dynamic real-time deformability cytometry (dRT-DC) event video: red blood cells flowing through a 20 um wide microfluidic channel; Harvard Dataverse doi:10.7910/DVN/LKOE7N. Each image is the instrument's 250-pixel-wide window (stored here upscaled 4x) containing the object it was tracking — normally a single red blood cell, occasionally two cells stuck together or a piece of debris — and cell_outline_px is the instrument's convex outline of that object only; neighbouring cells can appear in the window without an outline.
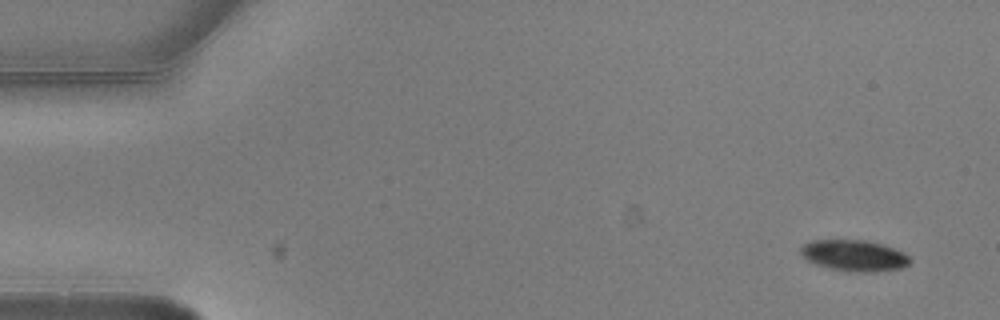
{"species": "common noctule bat (a hibernating species)", "species_latin": "Nyctalus noctula", "temperature_condition": "warm", "stored_images_in_passage": 6, "camera_frame_rate_fps": 3000, "um_per_image_px": 0.085, "animal": {"sex": "male", "body_mass_g": 20.5, "forearm_length_mm": 52.5}, "frame": {"image": 1, "passage_image": 1, "time_ms": 0.0, "image_size_px": [1000, 320], "cell_outline_px": [[912, 260], [908, 264], [900, 268], [872, 272], [856, 272], [832, 268], [816, 264], [808, 260], [800, 252], [800, 248], [804, 244], [812, 240], [864, 240], [880, 244], [904, 252]], "centroid_in_image_um": [72.61, 21.71], "position_along_channel_um": 12.4, "area_um2": 19.48}}
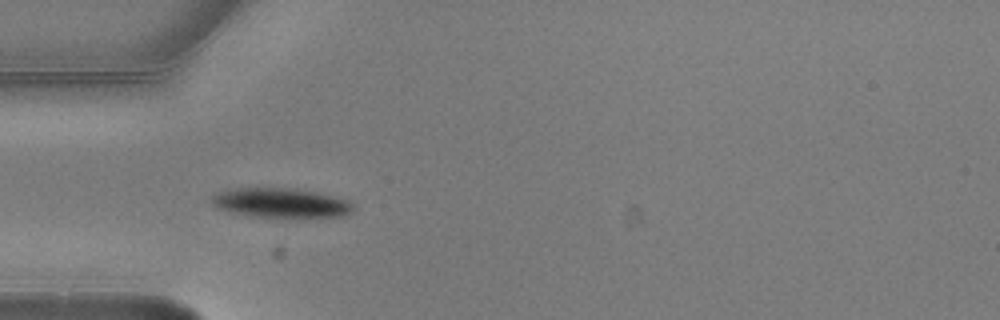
{"frame": {"image": 2, "passage_image": 5, "time_ms": 1.333, "image_size_px": [1000, 320], "cell_outline_px": [[356, 208], [352, 212], [344, 216], [256, 216], [216, 208], [212, 204], [212, 196], [220, 192], [236, 188], [296, 188], [340, 196], [356, 204]], "centroid_in_image_um": [23.99, 17.22], "position_along_channel_um": 61.0, "area_um2": 24.16}}
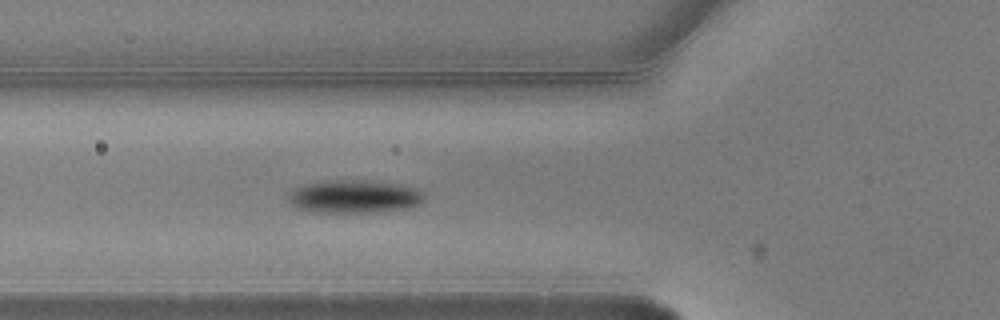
{"frame": {"image": 3, "passage_image": 6, "time_ms": 1.667, "image_size_px": [1000, 320], "cell_outline_px": [[424, 200], [420, 204], [404, 208], [376, 212], [320, 212], [296, 208], [288, 200], [288, 192], [304, 184], [336, 180], [364, 180], [416, 188], [424, 196]], "centroid_in_image_um": [30.06, 16.71], "position_along_channel_um": 95.7, "area_um2": 25.66}}